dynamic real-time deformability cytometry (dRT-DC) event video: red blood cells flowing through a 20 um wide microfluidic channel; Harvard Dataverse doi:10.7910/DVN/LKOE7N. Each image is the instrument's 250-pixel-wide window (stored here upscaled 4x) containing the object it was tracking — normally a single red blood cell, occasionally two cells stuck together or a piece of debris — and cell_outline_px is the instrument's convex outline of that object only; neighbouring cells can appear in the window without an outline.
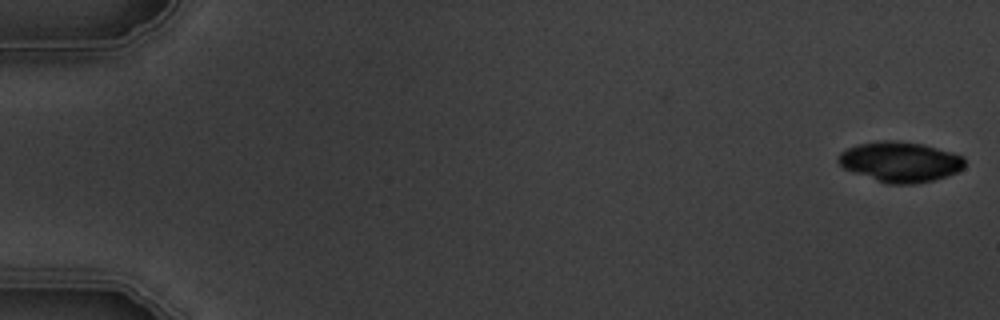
{"species": "common noctule bat (a hibernating species)", "species_latin": "Nyctalus noctula", "temperature_condition": "warm", "stored_images_in_passage": 5, "camera_frame_rate_fps": 3000, "um_per_image_px": 0.085, "animal": {"sex": "male", "body_mass_g": 19.5, "forearm_length_mm": 54.6}, "frame": {"image": 1, "passage_image": 1, "time_ms": 0.0, "image_size_px": [1000, 320], "cell_outline_px": [[964, 168], [956, 172], [932, 180], [912, 184], [888, 184], [844, 168], [836, 160], [836, 156], [840, 152], [848, 148], [860, 144], [880, 140], [896, 140], [924, 144], [952, 152], [964, 156]], "centroid_in_image_um": [76.51, 13.74], "position_along_channel_um": 8.5, "area_um2": 29.48}}